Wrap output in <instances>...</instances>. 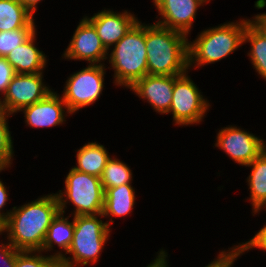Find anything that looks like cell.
Returning <instances> with one entry per match:
<instances>
[{
	"mask_svg": "<svg viewBox=\"0 0 266 267\" xmlns=\"http://www.w3.org/2000/svg\"><path fill=\"white\" fill-rule=\"evenodd\" d=\"M59 212L56 193L38 196L13 207L7 222L0 228V235H5L4 239L19 251H41L47 230Z\"/></svg>",
	"mask_w": 266,
	"mask_h": 267,
	"instance_id": "cell-1",
	"label": "cell"
},
{
	"mask_svg": "<svg viewBox=\"0 0 266 267\" xmlns=\"http://www.w3.org/2000/svg\"><path fill=\"white\" fill-rule=\"evenodd\" d=\"M188 37L155 22L145 23L148 75L174 76L188 71Z\"/></svg>",
	"mask_w": 266,
	"mask_h": 267,
	"instance_id": "cell-2",
	"label": "cell"
},
{
	"mask_svg": "<svg viewBox=\"0 0 266 267\" xmlns=\"http://www.w3.org/2000/svg\"><path fill=\"white\" fill-rule=\"evenodd\" d=\"M245 18L204 29L193 41H188L189 71L215 64L245 45L244 33L250 23Z\"/></svg>",
	"mask_w": 266,
	"mask_h": 267,
	"instance_id": "cell-3",
	"label": "cell"
},
{
	"mask_svg": "<svg viewBox=\"0 0 266 267\" xmlns=\"http://www.w3.org/2000/svg\"><path fill=\"white\" fill-rule=\"evenodd\" d=\"M113 69L115 86L129 89L148 74L145 22L140 19L125 36L108 50L106 63Z\"/></svg>",
	"mask_w": 266,
	"mask_h": 267,
	"instance_id": "cell-4",
	"label": "cell"
},
{
	"mask_svg": "<svg viewBox=\"0 0 266 267\" xmlns=\"http://www.w3.org/2000/svg\"><path fill=\"white\" fill-rule=\"evenodd\" d=\"M110 233L112 230L104 222L103 214L75 216L74 236L66 253L71 257L66 255L60 260L69 267L97 264L111 236Z\"/></svg>",
	"mask_w": 266,
	"mask_h": 267,
	"instance_id": "cell-5",
	"label": "cell"
},
{
	"mask_svg": "<svg viewBox=\"0 0 266 267\" xmlns=\"http://www.w3.org/2000/svg\"><path fill=\"white\" fill-rule=\"evenodd\" d=\"M63 190L56 192L59 210L66 214L67 204L73 205L71 217L102 214L104 190L100 178L70 168Z\"/></svg>",
	"mask_w": 266,
	"mask_h": 267,
	"instance_id": "cell-6",
	"label": "cell"
},
{
	"mask_svg": "<svg viewBox=\"0 0 266 267\" xmlns=\"http://www.w3.org/2000/svg\"><path fill=\"white\" fill-rule=\"evenodd\" d=\"M189 70L181 75H174V88L169 112L173 125L193 126L204 122L210 110L209 100L188 75Z\"/></svg>",
	"mask_w": 266,
	"mask_h": 267,
	"instance_id": "cell-7",
	"label": "cell"
},
{
	"mask_svg": "<svg viewBox=\"0 0 266 267\" xmlns=\"http://www.w3.org/2000/svg\"><path fill=\"white\" fill-rule=\"evenodd\" d=\"M106 65H88L67 77L60 96L72 115L93 105L101 97L105 87Z\"/></svg>",
	"mask_w": 266,
	"mask_h": 267,
	"instance_id": "cell-8",
	"label": "cell"
},
{
	"mask_svg": "<svg viewBox=\"0 0 266 267\" xmlns=\"http://www.w3.org/2000/svg\"><path fill=\"white\" fill-rule=\"evenodd\" d=\"M215 144L238 165L250 164L266 149V141L238 125H227L218 129Z\"/></svg>",
	"mask_w": 266,
	"mask_h": 267,
	"instance_id": "cell-9",
	"label": "cell"
},
{
	"mask_svg": "<svg viewBox=\"0 0 266 267\" xmlns=\"http://www.w3.org/2000/svg\"><path fill=\"white\" fill-rule=\"evenodd\" d=\"M44 72L16 74L2 97L4 112L12 115L45 98L53 89L46 84Z\"/></svg>",
	"mask_w": 266,
	"mask_h": 267,
	"instance_id": "cell-10",
	"label": "cell"
},
{
	"mask_svg": "<svg viewBox=\"0 0 266 267\" xmlns=\"http://www.w3.org/2000/svg\"><path fill=\"white\" fill-rule=\"evenodd\" d=\"M62 60L87 61L88 65L105 64L108 50L102 44L94 26L83 16L79 20Z\"/></svg>",
	"mask_w": 266,
	"mask_h": 267,
	"instance_id": "cell-11",
	"label": "cell"
},
{
	"mask_svg": "<svg viewBox=\"0 0 266 267\" xmlns=\"http://www.w3.org/2000/svg\"><path fill=\"white\" fill-rule=\"evenodd\" d=\"M158 15L155 23L168 29L191 34L197 10L208 4V0H152ZM159 17V18H158Z\"/></svg>",
	"mask_w": 266,
	"mask_h": 267,
	"instance_id": "cell-12",
	"label": "cell"
},
{
	"mask_svg": "<svg viewBox=\"0 0 266 267\" xmlns=\"http://www.w3.org/2000/svg\"><path fill=\"white\" fill-rule=\"evenodd\" d=\"M19 112L24 115L25 125L32 129L62 126L67 121V116L72 115L60 94L54 90L45 98L22 108Z\"/></svg>",
	"mask_w": 266,
	"mask_h": 267,
	"instance_id": "cell-13",
	"label": "cell"
},
{
	"mask_svg": "<svg viewBox=\"0 0 266 267\" xmlns=\"http://www.w3.org/2000/svg\"><path fill=\"white\" fill-rule=\"evenodd\" d=\"M84 17L94 26L107 50L117 44L139 20L134 13L127 9L118 12L113 8H104V10L94 13L93 16L84 15Z\"/></svg>",
	"mask_w": 266,
	"mask_h": 267,
	"instance_id": "cell-14",
	"label": "cell"
},
{
	"mask_svg": "<svg viewBox=\"0 0 266 267\" xmlns=\"http://www.w3.org/2000/svg\"><path fill=\"white\" fill-rule=\"evenodd\" d=\"M174 88V76L145 75L129 89L160 114L169 112Z\"/></svg>",
	"mask_w": 266,
	"mask_h": 267,
	"instance_id": "cell-15",
	"label": "cell"
},
{
	"mask_svg": "<svg viewBox=\"0 0 266 267\" xmlns=\"http://www.w3.org/2000/svg\"><path fill=\"white\" fill-rule=\"evenodd\" d=\"M37 31L6 57L16 74L41 73L48 66L47 55L36 46L38 44L36 43Z\"/></svg>",
	"mask_w": 266,
	"mask_h": 267,
	"instance_id": "cell-16",
	"label": "cell"
},
{
	"mask_svg": "<svg viewBox=\"0 0 266 267\" xmlns=\"http://www.w3.org/2000/svg\"><path fill=\"white\" fill-rule=\"evenodd\" d=\"M70 217V215L65 217V214L59 212L52 220L41 250L44 254L58 260L66 256L74 236V217L71 220L72 222L69 221ZM56 246L59 250H54ZM48 252L52 253L49 254Z\"/></svg>",
	"mask_w": 266,
	"mask_h": 267,
	"instance_id": "cell-17",
	"label": "cell"
},
{
	"mask_svg": "<svg viewBox=\"0 0 266 267\" xmlns=\"http://www.w3.org/2000/svg\"><path fill=\"white\" fill-rule=\"evenodd\" d=\"M135 187L132 184H123L118 187L108 188L104 191L103 217L107 226L111 228L113 217L124 218L133 213L136 204Z\"/></svg>",
	"mask_w": 266,
	"mask_h": 267,
	"instance_id": "cell-18",
	"label": "cell"
},
{
	"mask_svg": "<svg viewBox=\"0 0 266 267\" xmlns=\"http://www.w3.org/2000/svg\"><path fill=\"white\" fill-rule=\"evenodd\" d=\"M75 152L77 162L76 166L74 165L72 168L99 178L102 175L105 165L111 158L107 148L97 141L87 142L79 149L75 150Z\"/></svg>",
	"mask_w": 266,
	"mask_h": 267,
	"instance_id": "cell-19",
	"label": "cell"
},
{
	"mask_svg": "<svg viewBox=\"0 0 266 267\" xmlns=\"http://www.w3.org/2000/svg\"><path fill=\"white\" fill-rule=\"evenodd\" d=\"M251 168L246 178L248 185L249 203L252 212L261 210L266 205V149L256 157L250 164L244 166Z\"/></svg>",
	"mask_w": 266,
	"mask_h": 267,
	"instance_id": "cell-20",
	"label": "cell"
},
{
	"mask_svg": "<svg viewBox=\"0 0 266 267\" xmlns=\"http://www.w3.org/2000/svg\"><path fill=\"white\" fill-rule=\"evenodd\" d=\"M35 20L18 0H0V32L36 28Z\"/></svg>",
	"mask_w": 266,
	"mask_h": 267,
	"instance_id": "cell-21",
	"label": "cell"
},
{
	"mask_svg": "<svg viewBox=\"0 0 266 267\" xmlns=\"http://www.w3.org/2000/svg\"><path fill=\"white\" fill-rule=\"evenodd\" d=\"M244 43H249V61L259 77L266 81V39L249 23L244 33Z\"/></svg>",
	"mask_w": 266,
	"mask_h": 267,
	"instance_id": "cell-22",
	"label": "cell"
},
{
	"mask_svg": "<svg viewBox=\"0 0 266 267\" xmlns=\"http://www.w3.org/2000/svg\"><path fill=\"white\" fill-rule=\"evenodd\" d=\"M133 170L131 167L118 159L116 155H112L108 160L100 177L103 190L118 187L123 184H132Z\"/></svg>",
	"mask_w": 266,
	"mask_h": 267,
	"instance_id": "cell-23",
	"label": "cell"
},
{
	"mask_svg": "<svg viewBox=\"0 0 266 267\" xmlns=\"http://www.w3.org/2000/svg\"><path fill=\"white\" fill-rule=\"evenodd\" d=\"M12 116L4 111L0 113V173L12 167L15 156L14 139H12V131L8 125V119Z\"/></svg>",
	"mask_w": 266,
	"mask_h": 267,
	"instance_id": "cell-24",
	"label": "cell"
},
{
	"mask_svg": "<svg viewBox=\"0 0 266 267\" xmlns=\"http://www.w3.org/2000/svg\"><path fill=\"white\" fill-rule=\"evenodd\" d=\"M37 28H21L0 32V57H7L11 51L23 44Z\"/></svg>",
	"mask_w": 266,
	"mask_h": 267,
	"instance_id": "cell-25",
	"label": "cell"
},
{
	"mask_svg": "<svg viewBox=\"0 0 266 267\" xmlns=\"http://www.w3.org/2000/svg\"><path fill=\"white\" fill-rule=\"evenodd\" d=\"M54 260L42 251H20L16 256L15 267H48Z\"/></svg>",
	"mask_w": 266,
	"mask_h": 267,
	"instance_id": "cell-26",
	"label": "cell"
},
{
	"mask_svg": "<svg viewBox=\"0 0 266 267\" xmlns=\"http://www.w3.org/2000/svg\"><path fill=\"white\" fill-rule=\"evenodd\" d=\"M242 256L239 246L236 244L228 247V250L222 249L213 261L204 267H233L235 262Z\"/></svg>",
	"mask_w": 266,
	"mask_h": 267,
	"instance_id": "cell-27",
	"label": "cell"
},
{
	"mask_svg": "<svg viewBox=\"0 0 266 267\" xmlns=\"http://www.w3.org/2000/svg\"><path fill=\"white\" fill-rule=\"evenodd\" d=\"M245 242V243H244ZM242 243H238L237 245L240 248L241 254L245 255V253L249 252L253 249H259L262 251H266V224L255 233V235L248 239V241H244Z\"/></svg>",
	"mask_w": 266,
	"mask_h": 267,
	"instance_id": "cell-28",
	"label": "cell"
},
{
	"mask_svg": "<svg viewBox=\"0 0 266 267\" xmlns=\"http://www.w3.org/2000/svg\"><path fill=\"white\" fill-rule=\"evenodd\" d=\"M16 75L15 70L7 61L6 57H0V96L6 93L9 83Z\"/></svg>",
	"mask_w": 266,
	"mask_h": 267,
	"instance_id": "cell-29",
	"label": "cell"
},
{
	"mask_svg": "<svg viewBox=\"0 0 266 267\" xmlns=\"http://www.w3.org/2000/svg\"><path fill=\"white\" fill-rule=\"evenodd\" d=\"M20 251L6 240L0 241V267H15L16 256Z\"/></svg>",
	"mask_w": 266,
	"mask_h": 267,
	"instance_id": "cell-30",
	"label": "cell"
},
{
	"mask_svg": "<svg viewBox=\"0 0 266 267\" xmlns=\"http://www.w3.org/2000/svg\"><path fill=\"white\" fill-rule=\"evenodd\" d=\"M7 189L9 188H7L5 183L0 179V228L7 222L9 215L13 210V207L9 210L5 208V205L8 204L7 202L10 200L9 190Z\"/></svg>",
	"mask_w": 266,
	"mask_h": 267,
	"instance_id": "cell-31",
	"label": "cell"
},
{
	"mask_svg": "<svg viewBox=\"0 0 266 267\" xmlns=\"http://www.w3.org/2000/svg\"><path fill=\"white\" fill-rule=\"evenodd\" d=\"M152 260L146 267H170L168 263V252L165 249H160Z\"/></svg>",
	"mask_w": 266,
	"mask_h": 267,
	"instance_id": "cell-32",
	"label": "cell"
},
{
	"mask_svg": "<svg viewBox=\"0 0 266 267\" xmlns=\"http://www.w3.org/2000/svg\"><path fill=\"white\" fill-rule=\"evenodd\" d=\"M34 17L38 4L43 0H18Z\"/></svg>",
	"mask_w": 266,
	"mask_h": 267,
	"instance_id": "cell-33",
	"label": "cell"
},
{
	"mask_svg": "<svg viewBox=\"0 0 266 267\" xmlns=\"http://www.w3.org/2000/svg\"><path fill=\"white\" fill-rule=\"evenodd\" d=\"M48 267H69L62 260L55 259Z\"/></svg>",
	"mask_w": 266,
	"mask_h": 267,
	"instance_id": "cell-34",
	"label": "cell"
},
{
	"mask_svg": "<svg viewBox=\"0 0 266 267\" xmlns=\"http://www.w3.org/2000/svg\"><path fill=\"white\" fill-rule=\"evenodd\" d=\"M262 210L266 211V205L261 210H257V211L251 212V213L253 216H255V215L259 214Z\"/></svg>",
	"mask_w": 266,
	"mask_h": 267,
	"instance_id": "cell-35",
	"label": "cell"
},
{
	"mask_svg": "<svg viewBox=\"0 0 266 267\" xmlns=\"http://www.w3.org/2000/svg\"><path fill=\"white\" fill-rule=\"evenodd\" d=\"M4 111L3 106H2V97L0 96V113Z\"/></svg>",
	"mask_w": 266,
	"mask_h": 267,
	"instance_id": "cell-36",
	"label": "cell"
}]
</instances>
